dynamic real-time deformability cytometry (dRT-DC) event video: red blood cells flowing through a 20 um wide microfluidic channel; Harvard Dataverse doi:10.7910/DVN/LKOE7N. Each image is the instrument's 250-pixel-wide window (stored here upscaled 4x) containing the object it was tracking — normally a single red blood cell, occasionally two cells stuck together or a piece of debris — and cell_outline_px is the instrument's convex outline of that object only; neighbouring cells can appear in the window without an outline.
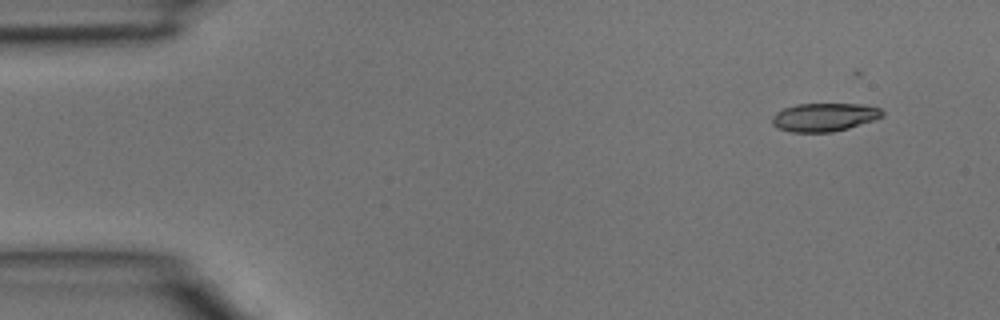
{"species": "common noctule bat (a hibernating species)", "species_latin": "Nyctalus noctula", "temperature_condition": "room temperature", "stored_images_in_passage": 4, "camera_frame_rate_fps": 3000, "um_per_image_px": 0.085, "animal": {"sex": "male", "body_mass_g": 15.6}, "frame": {"image": 1, "passage_image": 1, "time_ms": 0.0, "image_size_px": [1000, 320], "cell_outline_px": [[884, 116], [848, 128], [832, 132], [792, 132], [776, 128], [772, 124], [772, 116], [776, 112], [784, 108], [796, 104], [868, 104], [880, 108], [884, 112]], "centroid_in_image_um": [70.06, 9.95], "position_along_channel_um": 14.9, "area_um2": 18.26}}
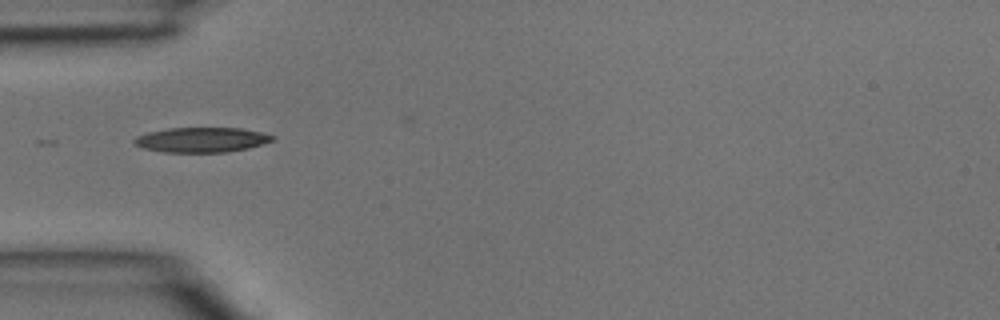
{"frame": {"image": 2, "passage_image": 3, "time_ms": 0.667, "image_size_px": [1000, 320], "cell_outline_px": [[276, 140], [248, 148], [228, 152], [164, 152], [144, 148], [132, 144], [132, 140], [136, 136], [148, 132], [168, 128], [240, 128], [260, 132], [276, 136]], "centroid_in_image_um": [17.13, 11.88], "position_along_channel_um": 67.9, "area_um2": 20.17}}
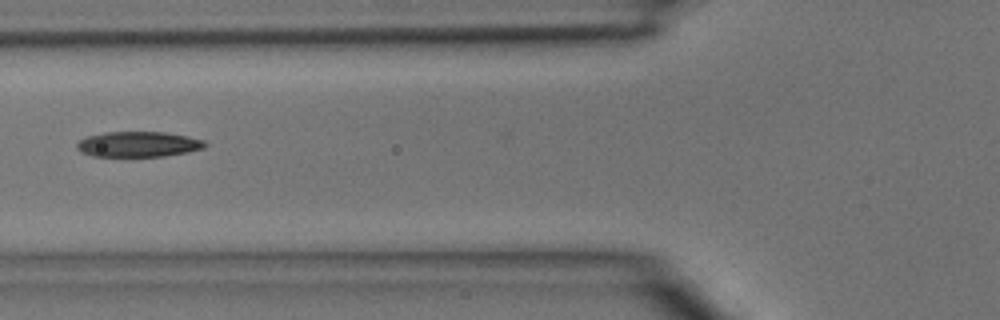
{"frame": {"image": 3, "passage_image": 4, "time_ms": 1.0, "image_size_px": [1000, 320], "cell_outline_px": [[208, 144], [204, 148], [188, 152], [164, 156], [92, 156], [80, 152], [76, 148], [76, 144], [84, 136], [104, 132], [164, 132], [188, 136], [204, 140]], "centroid_in_image_um": [11.74, 12.25], "position_along_channel_um": 114.1, "area_um2": 19.13}}